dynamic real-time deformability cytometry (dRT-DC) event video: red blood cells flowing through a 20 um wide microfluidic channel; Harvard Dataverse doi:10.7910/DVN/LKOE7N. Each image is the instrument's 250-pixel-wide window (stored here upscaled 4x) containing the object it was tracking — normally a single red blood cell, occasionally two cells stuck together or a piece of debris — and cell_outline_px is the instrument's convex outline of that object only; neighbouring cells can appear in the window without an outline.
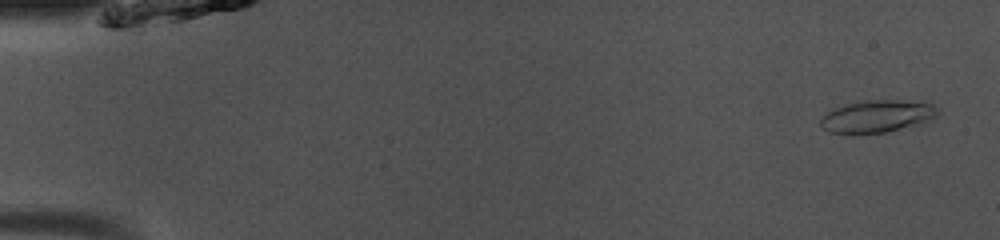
{"species": "common noctule bat (a hibernating species)", "species_latin": "Nyctalus noctula", "temperature_condition": "room temperature", "stored_images_in_passage": 49, "camera_frame_rate_fps": 3000, "um_per_image_px": 0.085, "animal": {"sex": "male", "body_mass_g": 13.0, "forearm_length_mm": 53.1}, "frame": {"image": 1, "passage_image": 2, "time_ms": 0.333, "image_size_px": [1000, 240], "cell_outline_px": [[936, 116], [928, 120], [900, 128], [884, 132], [852, 136], [828, 132], [820, 124], [820, 116], [836, 108], [848, 104], [864, 100], [932, 100], [936, 108]], "centroid_in_image_um": [74.53, 9.89], "position_along_channel_um": 10.5, "area_um2": 22.48}}
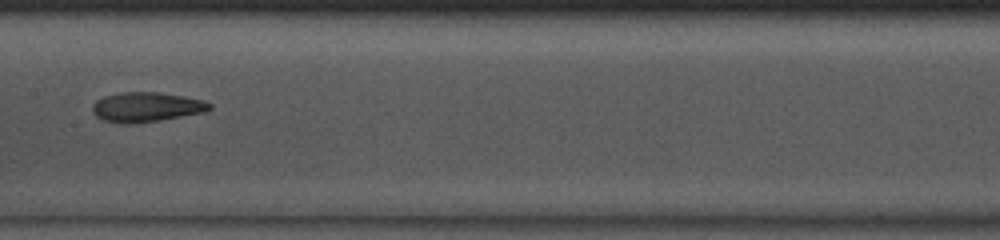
{"frame": {"image": 2, "passage_image": 25, "time_ms": 8.0, "image_size_px": [1000, 240], "cell_outline_px": [[212, 108], [204, 112], [156, 120], [104, 120], [96, 116], [92, 112], [92, 104], [96, 100], [104, 96], [120, 92], [156, 92], [184, 96], [204, 100], [212, 104]], "centroid_in_image_um": [12.48, 9.03], "position_along_channel_um": 194.9, "area_um2": 19.31}}
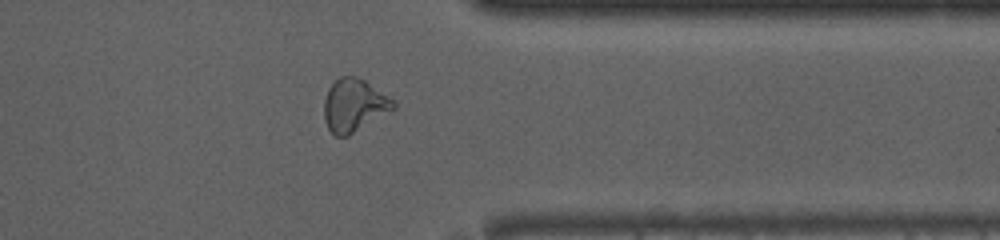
{"frame": {"image": 3, "passage_image": 39, "time_ms": 12.667, "image_size_px": [1000, 240], "cell_outline_px": [[396, 108], [348, 136], [336, 136], [328, 128], [324, 120], [324, 100], [328, 88], [340, 76], [356, 76], [364, 80], [388, 96], [396, 104]], "centroid_in_image_um": [30.08, 8.95], "position_along_channel_um": 381.3, "area_um2": 21.15}, "authors_computed_cell_mechanics": {"area_um2": 20.8658, "velocity_mm_per_s": 4.0814, "shape_relaxation_time_tau1_ms": null, "shape_relaxation_time_tau2_ms": 2.9615, "deformation_change_tau1": null, "deformation_change_tau2": 0.0925}}